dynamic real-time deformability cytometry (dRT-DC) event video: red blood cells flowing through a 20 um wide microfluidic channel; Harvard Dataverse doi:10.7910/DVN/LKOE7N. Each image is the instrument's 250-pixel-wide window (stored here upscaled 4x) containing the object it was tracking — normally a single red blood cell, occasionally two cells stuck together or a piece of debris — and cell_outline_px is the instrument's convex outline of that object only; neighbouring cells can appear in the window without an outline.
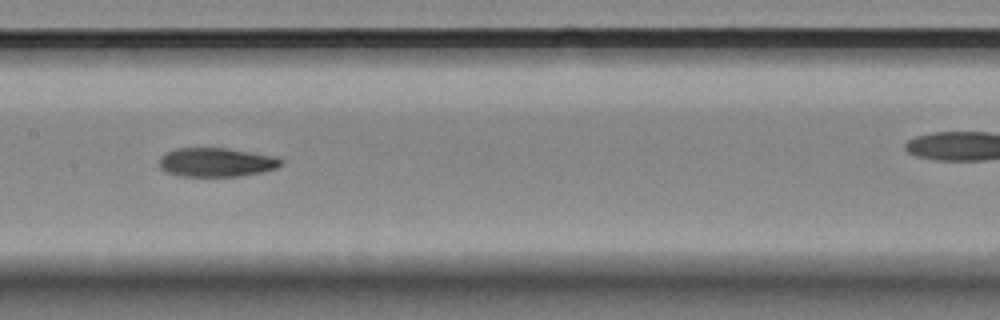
{"species": "Egyptian fruit bat (a non-hibernating species)", "species_latin": "Rousettus aegyptiacus", "temperature_condition": "room temperature", "stored_images_in_passage": 16, "camera_frame_rate_fps": 3000, "um_per_image_px": 0.085, "animal": {"sex": "female"}, "frame": {"image": 1, "passage_image": 8, "time_ms": 2.333, "image_size_px": [1000, 320], "cell_outline_px": [[284, 164], [276, 168], [264, 172], [240, 176], [176, 176], [164, 172], [160, 168], [160, 156], [164, 152], [176, 148], [228, 148], [276, 156], [284, 160]], "centroid_in_image_um": [18.39, 13.79], "position_along_channel_um": 189.0, "area_um2": 20.98}}
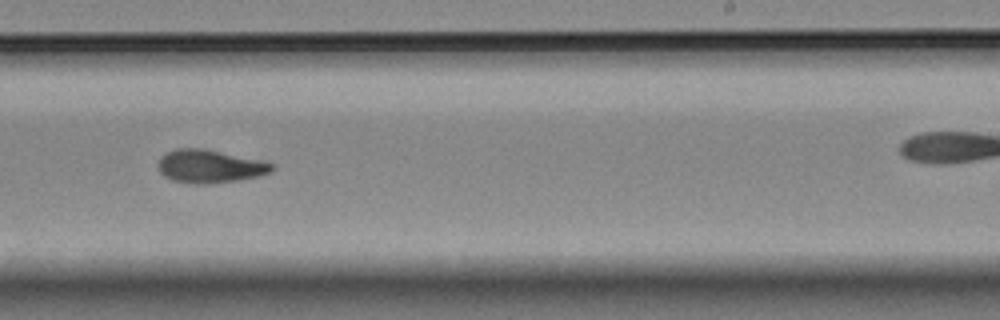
{"frame": {"image": 2, "passage_image": 10, "time_ms": 3.0, "image_size_px": [1000, 320], "cell_outline_px": [[272, 172], [260, 176], [212, 184], [196, 184], [172, 180], [164, 176], [160, 172], [156, 164], [160, 156], [164, 152], [176, 148], [204, 148], [256, 160], [272, 164]], "centroid_in_image_um": [17.73, 14.14], "position_along_channel_um": 271.3, "area_um2": 21.91}}
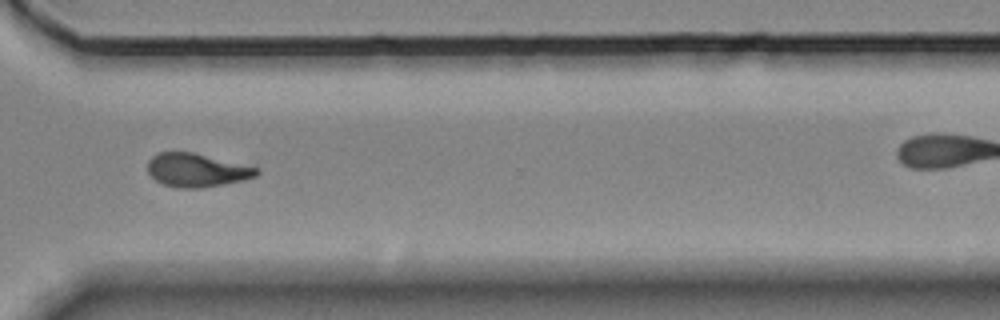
{"frame": {"image": 3, "passage_image": 12, "time_ms": 3.667, "image_size_px": [1000, 320], "cell_outline_px": [[260, 172], [256, 176], [244, 180], [200, 188], [176, 188], [164, 184], [156, 180], [148, 172], [148, 160], [152, 156], [160, 152], [192, 152], [260, 168]], "centroid_in_image_um": [16.73, 14.46], "position_along_channel_um": 353.9, "area_um2": 21.15}}